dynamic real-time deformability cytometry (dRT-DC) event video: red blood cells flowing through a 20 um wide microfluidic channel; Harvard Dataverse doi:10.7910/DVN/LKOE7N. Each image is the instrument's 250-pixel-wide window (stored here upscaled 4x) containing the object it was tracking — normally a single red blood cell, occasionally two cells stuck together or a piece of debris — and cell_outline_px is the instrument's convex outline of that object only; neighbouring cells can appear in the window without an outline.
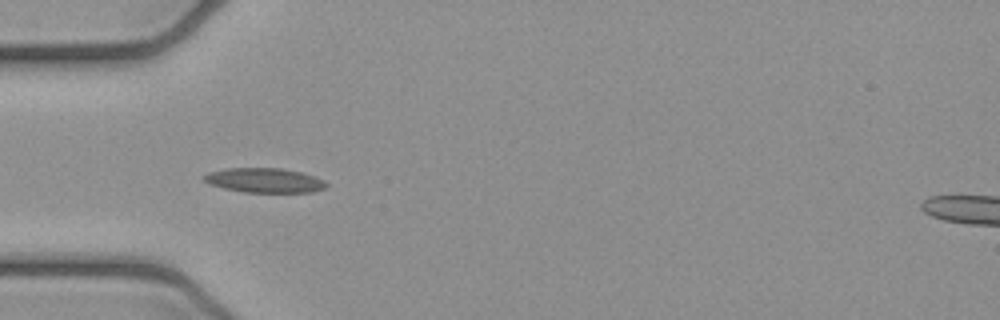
{"species": "common noctule bat (a hibernating species)", "species_latin": "Nyctalus noctula", "temperature_condition": "cold", "stored_images_in_passage": 5, "camera_frame_rate_fps": 3000, "um_per_image_px": 0.085, "animal": {"sex": "female", "body_mass_g": 21.9}, "frame": {"image": 1, "passage_image": 4, "time_ms": 1.0, "image_size_px": [1000, 320], "cell_outline_px": [[328, 184], [324, 188], [312, 192], [244, 192], [224, 188], [212, 184], [204, 180], [204, 176], [208, 172], [224, 168], [280, 168], [300, 172], [324, 180]], "centroid_in_image_um": [22.48, 15.32], "position_along_channel_um": 62.5, "area_um2": 17.28}}
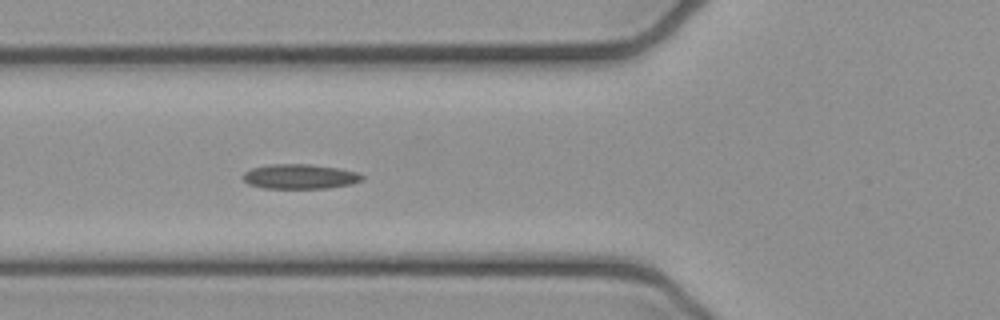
{"frame": {"image": 2, "passage_image": 5, "time_ms": 1.333, "image_size_px": [1000, 320], "cell_outline_px": [[364, 180], [352, 184], [328, 188], [264, 188], [248, 184], [244, 180], [244, 172], [252, 168], [272, 164], [308, 164], [336, 168], [356, 172], [364, 176]], "centroid_in_image_um": [25.51, 15.01], "position_along_channel_um": 100.3, "area_um2": 17.05}}